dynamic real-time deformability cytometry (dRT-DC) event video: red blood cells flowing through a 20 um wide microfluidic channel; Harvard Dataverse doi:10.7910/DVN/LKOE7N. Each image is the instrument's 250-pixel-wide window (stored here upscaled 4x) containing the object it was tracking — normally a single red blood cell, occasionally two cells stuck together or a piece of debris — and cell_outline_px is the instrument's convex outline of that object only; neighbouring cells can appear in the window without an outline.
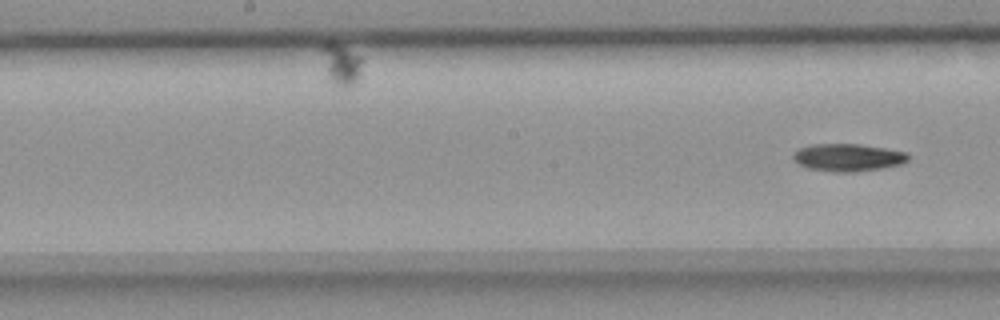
{"species": "common noctule bat (a hibernating species)", "species_latin": "Nyctalus noctula", "temperature_condition": "room temperature", "stored_images_in_passage": 23, "camera_frame_rate_fps": 3000, "um_per_image_px": 0.085, "animal": {"sex": "female", "body_mass_g": 18.4}, "frame": {"image": 1, "passage_image": 23, "time_ms": 7.333, "image_size_px": [1000, 320], "cell_outline_px": [[908, 160], [900, 164], [880, 168], [856, 172], [836, 172], [808, 168], [796, 164], [792, 160], [792, 156], [800, 148], [812, 144], [860, 144], [908, 152]], "centroid_in_image_um": [72.04, 13.38], "position_along_channel_um": 176.2, "area_um2": 18.44}}